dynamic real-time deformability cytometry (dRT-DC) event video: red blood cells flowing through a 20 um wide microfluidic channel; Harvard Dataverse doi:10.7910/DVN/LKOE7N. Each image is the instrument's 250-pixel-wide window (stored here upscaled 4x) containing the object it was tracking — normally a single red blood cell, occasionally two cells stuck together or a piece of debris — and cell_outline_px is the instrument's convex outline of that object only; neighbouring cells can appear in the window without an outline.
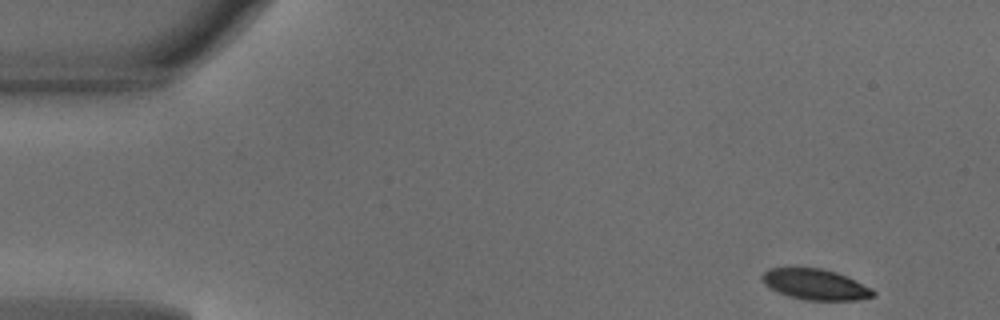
{"species": "common noctule bat (a hibernating species)", "species_latin": "Nyctalus noctula", "temperature_condition": "warm", "stored_images_in_passage": 46, "camera_frame_rate_fps": 3000, "um_per_image_px": 0.085, "animal": {"sex": "male", "body_mass_g": 18.8}, "frame": {"image": 1, "passage_image": 1, "time_ms": 0.0, "image_size_px": [1000, 320], "cell_outline_px": [[876, 296], [856, 300], [804, 300], [788, 296], [764, 284], [760, 276], [768, 268], [820, 268], [836, 272], [848, 276], [872, 288], [876, 292]], "centroid_in_image_um": [69.34, 24.17], "position_along_channel_um": 15.7, "area_um2": 19.94}}
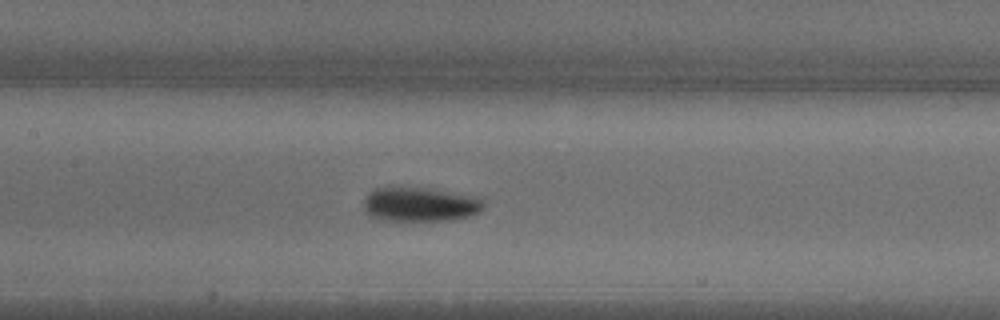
{"frame": {"image": 2, "passage_image": 20, "time_ms": 6.333, "image_size_px": [1000, 320], "cell_outline_px": [[484, 208], [480, 212], [472, 216], [448, 220], [372, 220], [368, 216], [364, 208], [364, 200], [376, 188], [432, 188], [480, 196], [484, 200]], "centroid_in_image_um": [35.78, 17.38], "position_along_channel_um": 171.6, "area_um2": 24.28}}
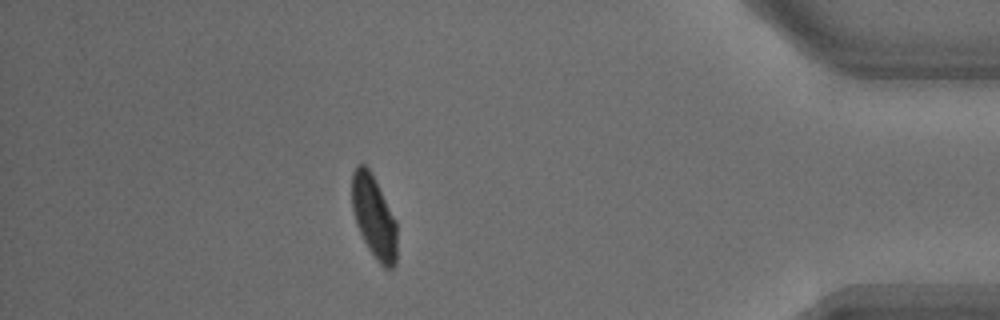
{"frame": {"image": 3, "passage_image": 40, "time_ms": 13.0, "image_size_px": [1000, 320], "cell_outline_px": [[396, 264], [392, 268], [384, 268], [376, 260], [368, 248], [356, 224], [352, 208], [352, 172], [356, 164], [364, 164], [372, 172], [396, 220]], "centroid_in_image_um": [31.78, 18.41], "position_along_channel_um": 403.4, "area_um2": 21.79}, "authors_computed_cell_mechanics": {"area_um2": 22.3686, "velocity_mm_per_s": 4.1238, "shape_relaxation_time_tau1_ms": 2.2689, "shape_relaxation_time_tau2_ms": 1.4544, "deformation_change_tau1": 0.1316, "deformation_change_tau2": 0.044}}